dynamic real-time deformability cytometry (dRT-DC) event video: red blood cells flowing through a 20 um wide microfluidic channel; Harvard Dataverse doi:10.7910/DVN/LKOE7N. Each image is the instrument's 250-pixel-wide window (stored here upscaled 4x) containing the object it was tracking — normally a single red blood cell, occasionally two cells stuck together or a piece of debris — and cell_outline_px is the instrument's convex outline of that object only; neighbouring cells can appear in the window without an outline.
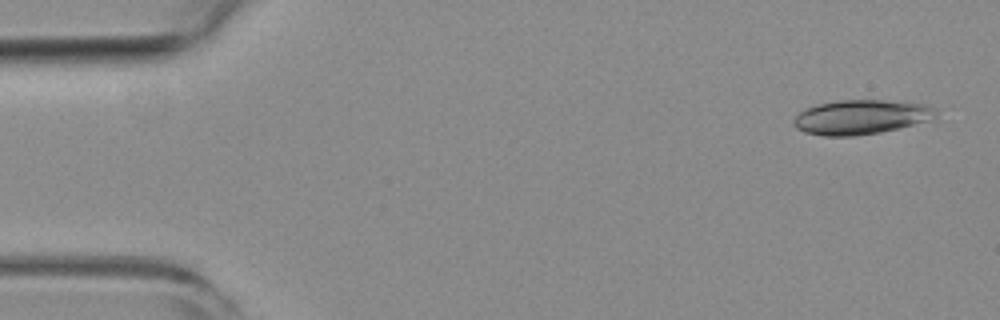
{"species": "common noctule bat (a hibernating species)", "species_latin": "Nyctalus noctula", "temperature_condition": "room temperature", "stored_images_in_passage": 11, "camera_frame_rate_fps": 3000, "um_per_image_px": 0.085, "animal": {"sex": "female", "body_mass_g": 19.3, "forearm_length_mm": 54.1}, "frame": {"image": 1, "passage_image": 3, "time_ms": 0.667, "image_size_px": [1000, 320], "cell_outline_px": [[936, 116], [928, 120], [880, 132], [852, 136], [824, 136], [804, 132], [796, 128], [792, 120], [804, 108], [820, 104], [840, 100], [884, 100], [924, 104], [936, 108]], "centroid_in_image_um": [73.14, 9.95], "position_along_channel_um": 11.9, "area_um2": 28.26}}